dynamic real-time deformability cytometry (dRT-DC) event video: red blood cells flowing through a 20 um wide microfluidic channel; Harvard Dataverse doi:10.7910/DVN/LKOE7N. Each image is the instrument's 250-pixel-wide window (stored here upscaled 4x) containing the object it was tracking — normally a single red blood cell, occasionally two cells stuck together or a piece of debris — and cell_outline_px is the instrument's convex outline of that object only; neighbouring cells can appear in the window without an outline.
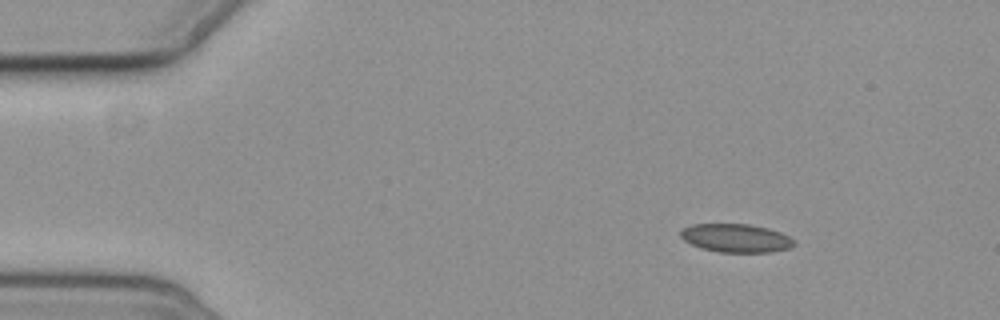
{"species": "common noctule bat (a hibernating species)", "species_latin": "Nyctalus noctula", "temperature_condition": "cold", "stored_images_in_passage": 10, "camera_frame_rate_fps": 3000, "um_per_image_px": 0.085, "animal": {"sex": "female", "body_mass_g": 19.3, "forearm_length_mm": 54.1}, "frame": {"image": 1, "passage_image": 1, "time_ms": 0.0, "image_size_px": [1000, 320], "cell_outline_px": [[796, 244], [792, 248], [772, 252], [720, 252], [700, 248], [684, 240], [680, 236], [680, 228], [692, 224], [748, 224], [768, 228], [780, 232], [788, 236]], "centroid_in_image_um": [62.54, 20.24], "position_along_channel_um": 22.5, "area_um2": 18.9}}
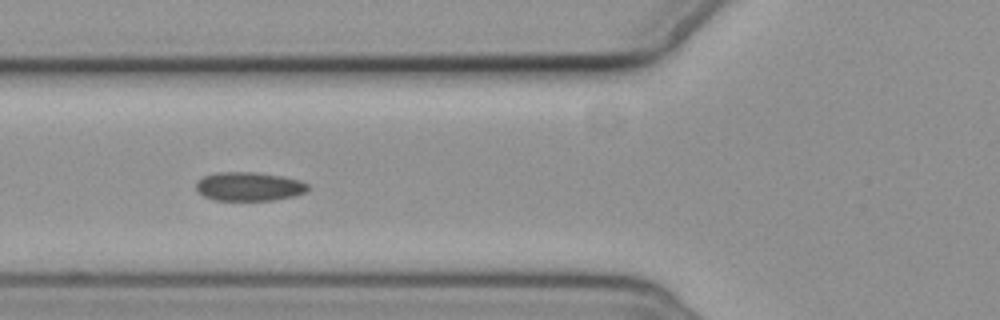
{"frame": {"image": 2, "passage_image": 5, "time_ms": 4.667, "image_size_px": [1000, 320], "cell_outline_px": [[308, 188], [304, 192], [292, 196], [276, 200], [216, 200], [204, 196], [196, 188], [196, 180], [204, 176], [216, 172], [256, 172], [284, 176], [300, 180], [308, 184]], "centroid_in_image_um": [21.16, 15.84], "position_along_channel_um": 104.6, "area_um2": 18.79}}
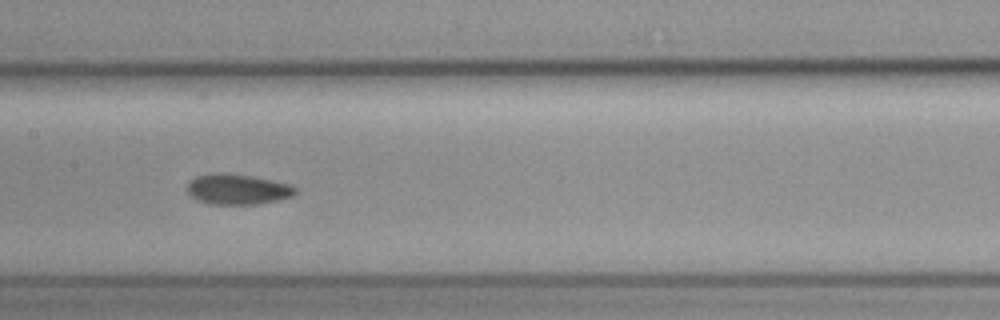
{"frame": {"image": 3, "passage_image": 7, "time_ms": 7.0, "image_size_px": [1000, 320], "cell_outline_px": [[296, 192], [292, 196], [276, 200], [256, 204], [208, 204], [196, 200], [188, 196], [188, 180], [196, 176], [212, 172], [220, 172], [252, 176], [272, 180], [288, 184], [296, 188]], "centroid_in_image_um": [20.11, 16.08], "position_along_channel_um": 187.3, "area_um2": 19.31}}